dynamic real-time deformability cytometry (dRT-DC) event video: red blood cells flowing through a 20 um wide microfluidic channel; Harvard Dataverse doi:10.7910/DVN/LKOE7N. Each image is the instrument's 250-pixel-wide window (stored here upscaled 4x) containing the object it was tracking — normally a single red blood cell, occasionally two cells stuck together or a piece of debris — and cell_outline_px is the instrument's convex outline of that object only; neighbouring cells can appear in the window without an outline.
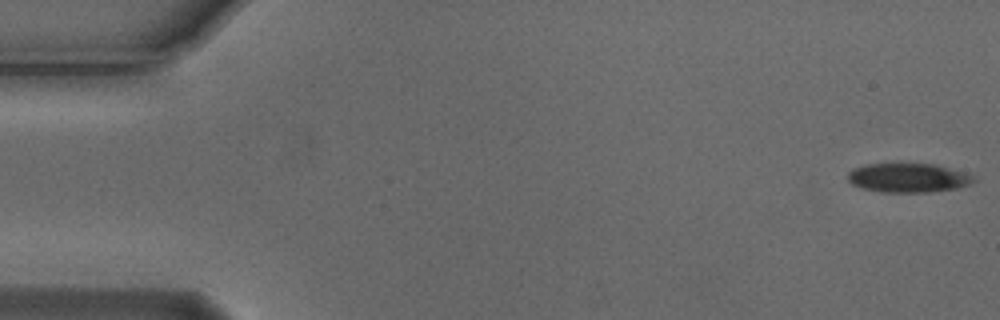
{"species": "Egyptian fruit bat (a non-hibernating species)", "species_latin": "Rousettus aegyptiacus", "temperature_condition": "cold", "stored_images_in_passage": 52, "camera_frame_rate_fps": 3000, "um_per_image_px": 0.085, "animal": {"sex": "male"}, "frame": {"image": 1, "passage_image": 1, "time_ms": 0.0, "image_size_px": [1000, 320], "cell_outline_px": [[976, 180], [968, 184], [956, 188], [928, 192], [880, 192], [860, 188], [852, 184], [848, 180], [848, 172], [852, 168], [868, 164], [936, 164], [964, 172], [976, 176]], "centroid_in_image_um": [77.18, 15.11], "position_along_channel_um": 7.8, "area_um2": 21.39}}
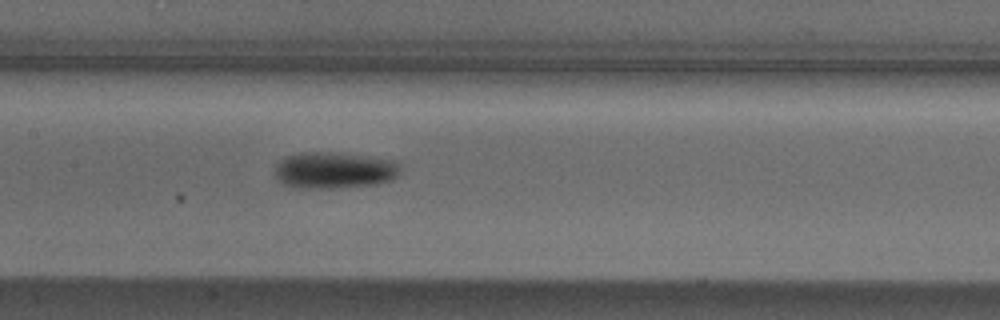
{"frame": {"image": 2, "passage_image": 26, "time_ms": 8.333, "image_size_px": [1000, 320], "cell_outline_px": [[400, 172], [392, 180], [376, 184], [332, 188], [292, 188], [276, 180], [276, 164], [284, 156], [300, 152], [332, 152], [368, 156], [392, 160], [400, 164]], "centroid_in_image_um": [28.38, 14.47], "position_along_channel_um": 179.0, "area_um2": 26.93}}
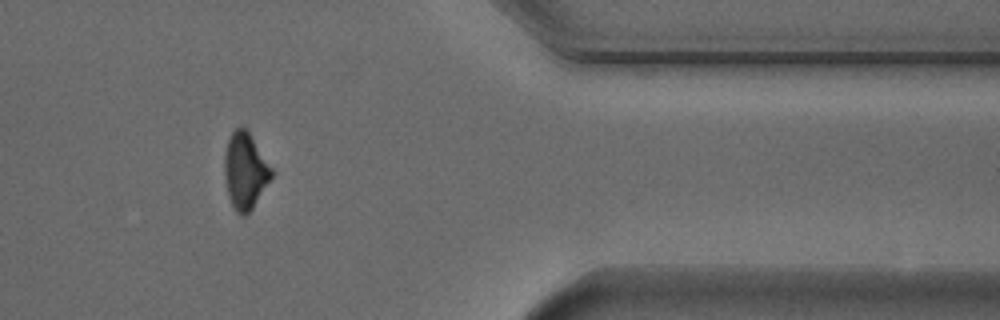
{"frame": {"image": 3, "passage_image": 45, "time_ms": 14.667, "image_size_px": [1000, 320], "cell_outline_px": [[272, 176], [252, 208], [244, 216], [240, 216], [236, 212], [228, 196], [224, 176], [224, 152], [228, 136], [236, 128], [244, 124], [248, 128], [272, 168]], "centroid_in_image_um": [20.81, 14.45], "position_along_channel_um": 390.6, "area_um2": 21.21}, "authors_computed_cell_mechanics": {"area_um2": 22.8021, "velocity_mm_per_s": 3.7264, "shape_relaxation_time_tau1_ms": 2.4821, "shape_relaxation_time_tau2_ms": null, "deformation_change_tau1": 0.1071, "deformation_change_tau2": null}}